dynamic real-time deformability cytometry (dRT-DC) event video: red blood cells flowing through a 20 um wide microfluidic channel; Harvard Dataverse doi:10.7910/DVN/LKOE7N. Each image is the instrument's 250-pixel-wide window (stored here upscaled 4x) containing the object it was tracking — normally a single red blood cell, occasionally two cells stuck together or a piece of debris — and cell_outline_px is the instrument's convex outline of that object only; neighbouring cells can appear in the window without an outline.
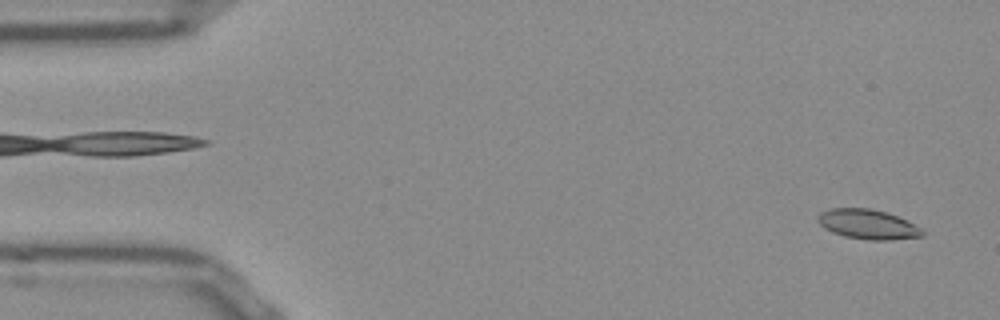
{"species": "Egyptian fruit bat (a non-hibernating species)", "species_latin": "Rousettus aegyptiacus", "temperature_condition": "room temperature", "stored_images_in_passage": 15, "camera_frame_rate_fps": 3000, "um_per_image_px": 0.085, "frame": {"image": 1, "passage_image": 2, "time_ms": 0.333, "image_size_px": [1000, 320], "cell_outline_px": [[924, 236], [888, 240], [868, 240], [844, 236], [832, 232], [824, 228], [816, 220], [816, 216], [820, 212], [832, 208], [868, 208], [884, 212], [896, 216], [920, 228], [924, 232]], "centroid_in_image_um": [73.7, 19.07], "position_along_channel_um": 11.3, "area_um2": 17.92}}
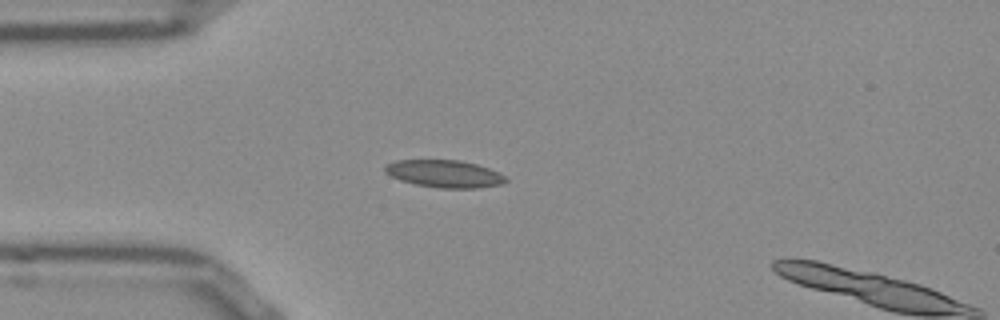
{"frame": {"image": 2, "passage_image": 13, "time_ms": 4.0, "image_size_px": [1000, 320], "cell_outline_px": [[508, 180], [504, 184], [476, 188], [440, 188], [416, 184], [400, 180], [384, 172], [384, 164], [396, 160], [460, 160], [476, 164], [500, 172]], "centroid_in_image_um": [37.78, 14.76], "position_along_channel_um": 47.2, "area_um2": 19.36}}